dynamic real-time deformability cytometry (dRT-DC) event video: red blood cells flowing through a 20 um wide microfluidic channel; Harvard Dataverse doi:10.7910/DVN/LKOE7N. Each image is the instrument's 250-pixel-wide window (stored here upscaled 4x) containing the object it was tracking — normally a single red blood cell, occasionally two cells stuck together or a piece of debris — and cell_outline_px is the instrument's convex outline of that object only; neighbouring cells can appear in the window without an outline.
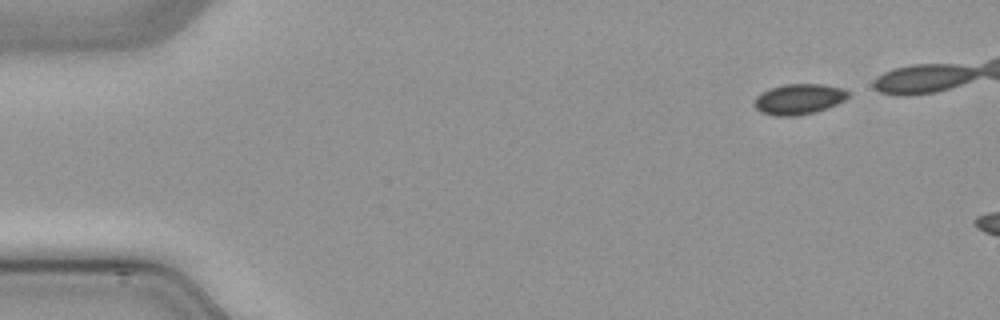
{"species": "common noctule bat (a hibernating species)", "species_latin": "Nyctalus noctula", "temperature_condition": "cold", "stored_images_in_passage": 7, "camera_frame_rate_fps": 3000, "um_per_image_px": 0.085, "animal": {"sex": "male", "body_mass_g": 21.5, "forearm_length_mm": 52.0}, "frame": {"image": 1, "passage_image": 1, "time_ms": 0.0, "image_size_px": [1000, 320], "cell_outline_px": [[852, 92], [844, 100], [828, 108], [816, 112], [796, 116], [776, 116], [760, 112], [752, 104], [756, 96], [772, 88], [784, 84], [820, 84], [844, 88]], "centroid_in_image_um": [67.92, 8.43], "position_along_channel_um": 17.1, "area_um2": 16.82}}